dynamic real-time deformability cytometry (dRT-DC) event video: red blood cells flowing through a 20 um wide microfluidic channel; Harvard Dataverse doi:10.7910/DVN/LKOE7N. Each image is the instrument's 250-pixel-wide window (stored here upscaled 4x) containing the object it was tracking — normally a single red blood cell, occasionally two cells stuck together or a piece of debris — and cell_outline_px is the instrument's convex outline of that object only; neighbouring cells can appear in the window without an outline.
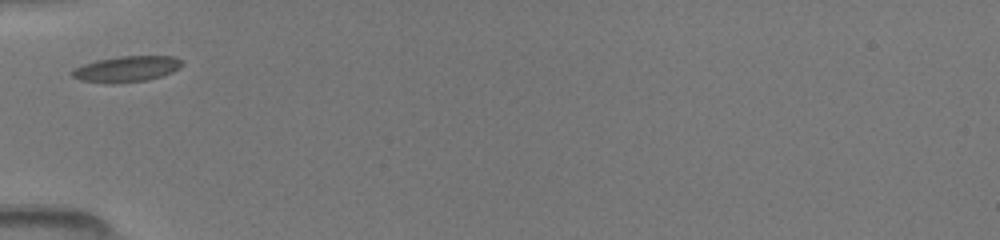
{"species": "common noctule bat (a hibernating species)", "species_latin": "Nyctalus noctula", "temperature_condition": "room temperature", "stored_images_in_passage": 42, "camera_frame_rate_fps": 3000, "um_per_image_px": 0.085, "animal": {"sex": "female", "body_mass_g": 19.5, "forearm_length_mm": 54.1}, "frame": {"image": 1, "passage_image": 1, "time_ms": 0.0, "image_size_px": [1000, 240], "cell_outline_px": [[184, 64], [180, 68], [172, 72], [148, 80], [112, 84], [104, 84], [80, 80], [72, 76], [68, 72], [84, 64], [96, 60], [120, 56], [172, 56], [180, 60]], "centroid_in_image_um": [10.73, 5.87], "position_along_channel_um": 74.3, "area_um2": 16.7}}
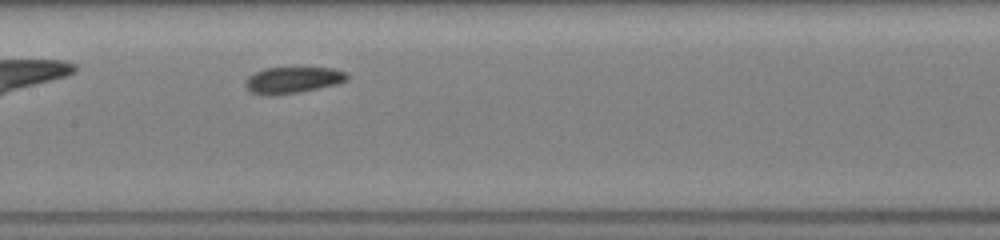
{"frame": {"image": 2, "passage_image": 14, "time_ms": 2.667, "image_size_px": [1000, 240], "cell_outline_px": [[348, 80], [336, 84], [300, 92], [276, 96], [268, 96], [252, 92], [244, 84], [244, 80], [248, 76], [264, 68], [332, 68], [348, 72]], "centroid_in_image_um": [24.88, 6.81], "position_along_channel_um": 182.5, "area_um2": 15.72}}
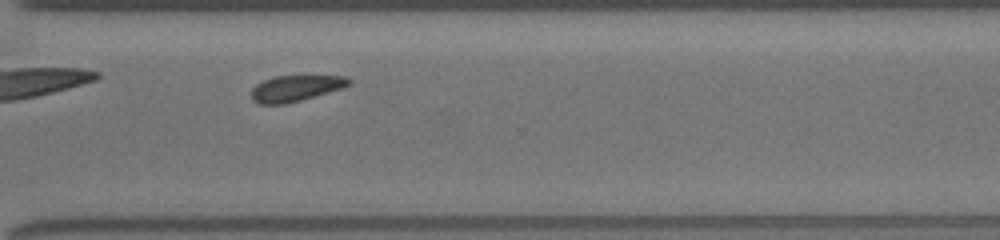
{"frame": {"image": 3, "passage_image": 25, "time_ms": 6.667, "image_size_px": [1000, 240], "cell_outline_px": [[352, 84], [328, 92], [300, 100], [284, 104], [256, 104], [252, 100], [252, 88], [256, 84], [264, 80], [276, 76], [348, 76], [352, 80]], "centroid_in_image_um": [25.12, 7.5], "position_along_channel_um": 345.5, "area_um2": 14.68}}